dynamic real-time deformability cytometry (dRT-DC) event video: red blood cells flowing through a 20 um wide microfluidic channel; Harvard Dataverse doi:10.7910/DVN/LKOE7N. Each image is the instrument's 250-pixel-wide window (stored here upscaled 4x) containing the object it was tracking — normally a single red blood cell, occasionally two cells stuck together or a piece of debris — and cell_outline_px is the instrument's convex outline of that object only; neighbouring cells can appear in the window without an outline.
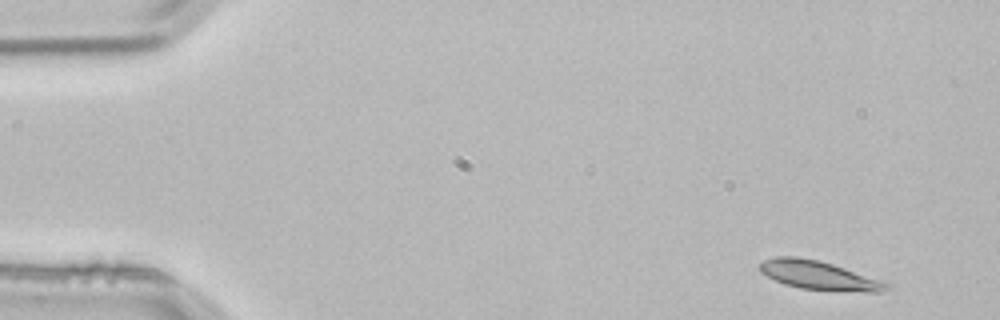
{"species": "common noctule bat (a hibernating species)", "species_latin": "Nyctalus noctula", "temperature_condition": "room temperature", "stored_images_in_passage": 4, "segment_of_instrument_passage": [2, 2], "camera_frame_rate_fps": 3000, "um_per_image_px": 0.085, "animal": {"sex": "male", "body_mass_g": 21.5, "forearm_length_mm": 52.0}, "frame": {"image": 1, "passage_image": 4, "time_ms": 1.0, "image_size_px": [1000, 320], "cell_outline_px": [[892, 288], [880, 292], [864, 292], [800, 288], [784, 284], [760, 272], [760, 264], [764, 260], [776, 256], [796, 256], [820, 260], [844, 268], [888, 284]], "centroid_in_image_um": [69.55, 23.4], "position_along_channel_um": 15.4, "area_um2": 20.81}}